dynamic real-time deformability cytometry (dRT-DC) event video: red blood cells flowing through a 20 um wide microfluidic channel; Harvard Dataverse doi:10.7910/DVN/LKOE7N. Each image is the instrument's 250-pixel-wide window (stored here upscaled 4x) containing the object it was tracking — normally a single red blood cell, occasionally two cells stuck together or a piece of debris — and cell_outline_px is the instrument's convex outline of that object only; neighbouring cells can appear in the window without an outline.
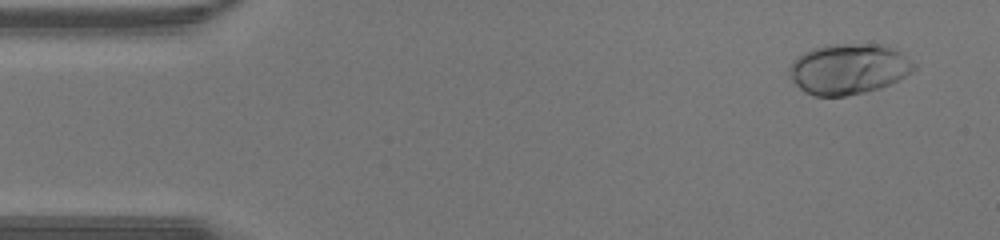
{"species": "human", "species_latin": "Homo sapiens", "temperature_condition": "warm", "stored_images_in_passage": 43, "camera_frame_rate_fps": 3000, "um_per_image_px": 0.085, "donor": {"sex": "male"}, "frame": {"image": 1, "passage_image": 3, "time_ms": 0.667, "image_size_px": [1000, 240], "cell_outline_px": [[916, 68], [912, 72], [880, 88], [844, 96], [816, 96], [800, 88], [788, 76], [788, 68], [804, 52], [816, 48], [832, 44], [880, 44], [892, 48], [900, 52], [916, 64]], "centroid_in_image_um": [72.13, 5.86], "position_along_channel_um": 12.9, "area_um2": 36.18}}
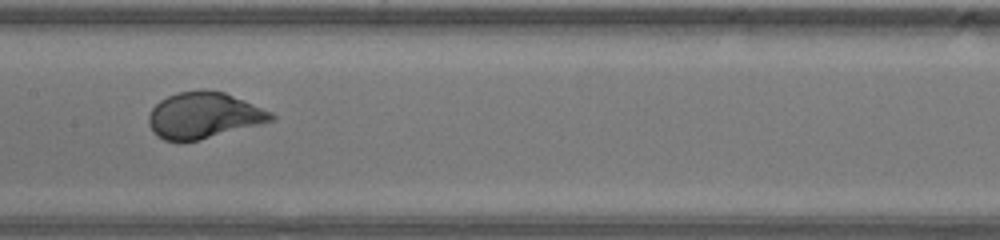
{"frame": {"image": 2, "passage_image": 21, "time_ms": 6.667, "image_size_px": [1000, 240], "cell_outline_px": [[276, 120], [200, 140], [180, 144], [164, 140], [156, 136], [152, 132], [148, 124], [148, 116], [152, 108], [160, 100], [168, 96], [180, 92], [224, 92], [244, 100], [272, 112], [276, 116]], "centroid_in_image_um": [17.29, 9.87], "position_along_channel_um": 190.1, "area_um2": 32.95}}
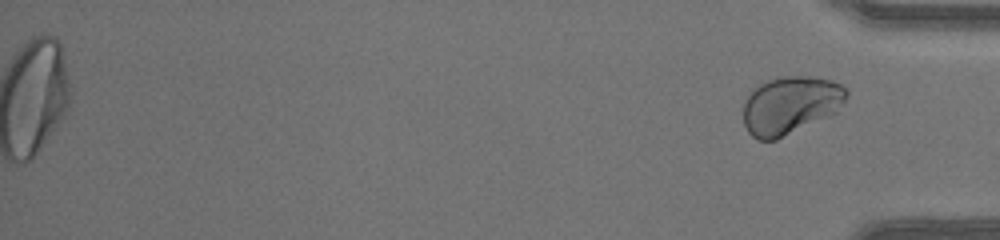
{"frame": {"image": 3, "passage_image": 43, "time_ms": 14.0, "image_size_px": [1000, 240], "cell_outline_px": [[848, 92], [844, 100], [836, 112], [776, 140], [756, 140], [748, 132], [744, 124], [744, 100], [760, 84], [768, 80], [780, 76], [808, 76], [832, 80], [840, 84]], "centroid_in_image_um": [67.16, 8.94], "position_along_channel_um": 368.0, "area_um2": 34.45}}